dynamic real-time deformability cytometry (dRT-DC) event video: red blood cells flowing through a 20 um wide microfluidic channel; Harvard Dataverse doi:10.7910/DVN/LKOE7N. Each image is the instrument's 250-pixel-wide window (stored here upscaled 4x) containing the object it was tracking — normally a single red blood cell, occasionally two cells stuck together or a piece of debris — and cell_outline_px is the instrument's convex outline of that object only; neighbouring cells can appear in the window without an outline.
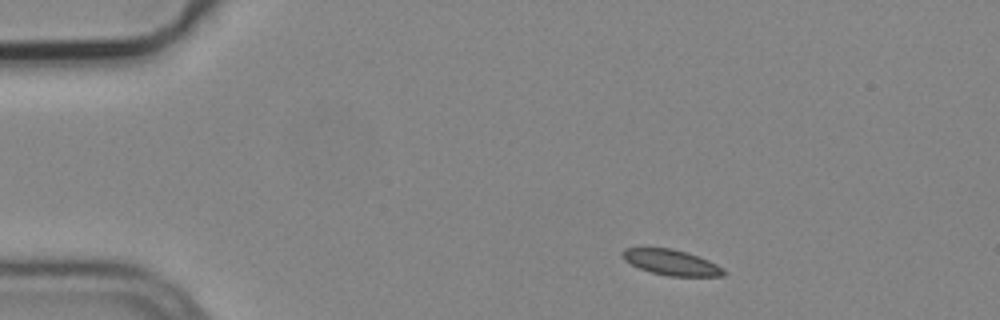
{"species": "common noctule bat (a hibernating species)", "species_latin": "Nyctalus noctula", "temperature_condition": "cold", "stored_images_in_passage": 4, "segment_of_instrument_passage": [1, 2], "camera_frame_rate_fps": 3000, "um_per_image_px": 0.085, "animal": {"sex": "male", "body_mass_g": 19.2, "forearm_length_mm": 51.8}, "frame": {"image": 1, "passage_image": 1, "time_ms": 0.0, "image_size_px": [1000, 320], "cell_outline_px": [[724, 276], [668, 276], [652, 272], [640, 268], [624, 260], [620, 252], [624, 248], [672, 248], [688, 252], [708, 260], [724, 268]], "centroid_in_image_um": [57.06, 22.29], "position_along_channel_um": 27.9, "area_um2": 15.03}}